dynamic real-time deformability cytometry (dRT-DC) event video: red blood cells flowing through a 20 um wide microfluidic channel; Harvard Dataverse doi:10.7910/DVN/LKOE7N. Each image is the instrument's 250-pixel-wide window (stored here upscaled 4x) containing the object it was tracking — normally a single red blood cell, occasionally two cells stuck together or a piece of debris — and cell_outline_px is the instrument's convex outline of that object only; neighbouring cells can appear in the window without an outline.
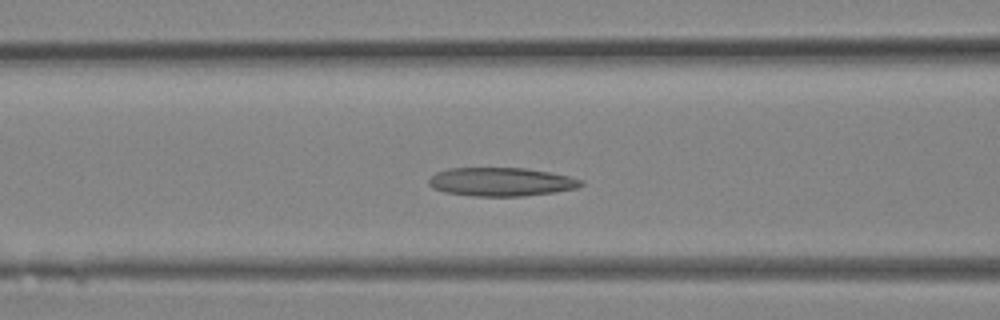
{"species": "Egyptian fruit bat (a non-hibernating species)", "species_latin": "Rousettus aegyptiacus", "temperature_condition": "room temperature", "stored_images_in_passage": 18, "camera_frame_rate_fps": 3000, "um_per_image_px": 0.085, "animal": {"sex": "female"}, "frame": {"image": 1, "passage_image": 10, "time_ms": 3.0, "image_size_px": [1000, 320], "cell_outline_px": [[584, 184], [576, 188], [552, 192], [524, 196], [472, 196], [444, 192], [432, 188], [428, 184], [428, 180], [436, 172], [448, 168], [524, 168], [548, 172], [568, 176], [580, 180]], "centroid_in_image_um": [42.53, 15.46], "position_along_channel_um": 124.1, "area_um2": 25.2}}
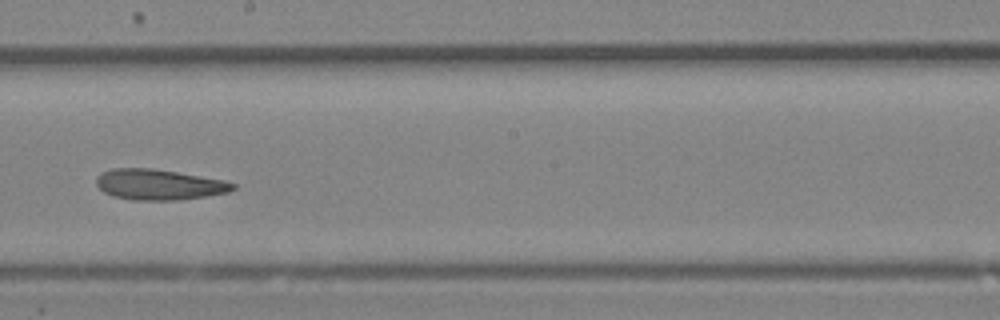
{"frame": {"image": 2, "passage_image": 15, "time_ms": 4.667, "image_size_px": [1000, 320], "cell_outline_px": [[236, 188], [228, 192], [204, 196], [176, 200], [132, 200], [112, 196], [104, 192], [96, 184], [96, 176], [112, 168], [152, 168], [224, 180], [236, 184]], "centroid_in_image_um": [13.49, 15.69], "position_along_channel_um": 234.7, "area_um2": 24.22}}
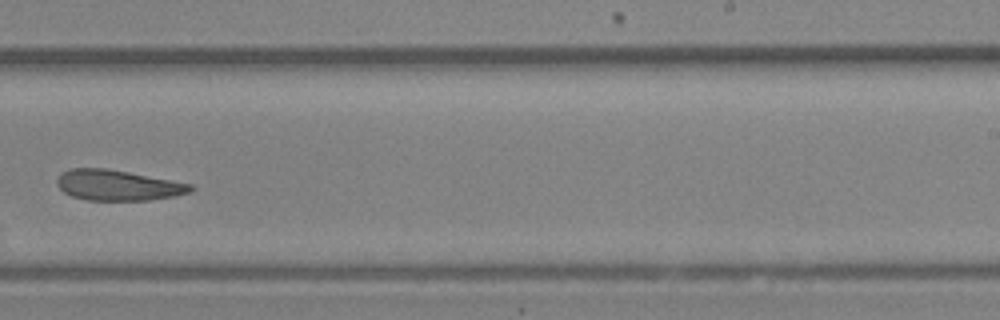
{"frame": {"image": 3, "passage_image": 17, "time_ms": 5.333, "image_size_px": [1000, 320], "cell_outline_px": [[192, 192], [172, 196], [148, 200], [88, 200], [72, 196], [64, 192], [56, 184], [56, 180], [68, 168], [104, 168], [128, 172], [192, 184]], "centroid_in_image_um": [9.99, 15.74], "position_along_channel_um": 279.0, "area_um2": 23.47}}